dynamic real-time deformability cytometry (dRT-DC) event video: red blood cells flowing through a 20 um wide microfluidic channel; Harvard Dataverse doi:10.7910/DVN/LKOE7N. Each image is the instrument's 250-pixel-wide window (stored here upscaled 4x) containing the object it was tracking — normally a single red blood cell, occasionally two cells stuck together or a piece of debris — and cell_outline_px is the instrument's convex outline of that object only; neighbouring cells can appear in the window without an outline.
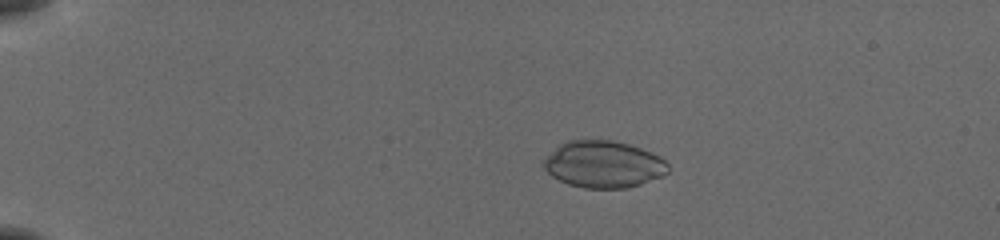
{"species": "common noctule bat (a hibernating species)", "species_latin": "Nyctalus noctula", "temperature_condition": "cold", "stored_images_in_passage": 44, "camera_frame_rate_fps": 3000, "um_per_image_px": 0.085, "animal": {"sex": "female", "body_mass_g": 19.5, "forearm_length_mm": 54.1}, "frame": {"image": 1, "passage_image": 1, "time_ms": 0.0, "image_size_px": [1000, 240], "cell_outline_px": [[668, 172], [664, 176], [628, 188], [584, 188], [568, 184], [552, 176], [544, 168], [544, 160], [560, 144], [568, 140], [608, 140], [628, 144], [652, 152], [660, 156], [668, 164]], "centroid_in_image_um": [51.33, 13.97], "position_along_channel_um": 33.7, "area_um2": 33.81}}
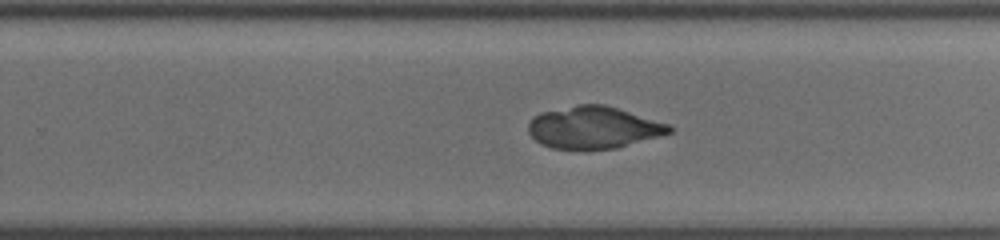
{"frame": {"image": 2, "passage_image": 26, "time_ms": 8.333, "image_size_px": [1000, 240], "cell_outline_px": [[672, 132], [616, 148], [552, 148], [540, 144], [528, 132], [528, 124], [540, 112], [576, 104], [604, 104], [668, 124], [672, 128]], "centroid_in_image_um": [50.42, 10.82], "position_along_channel_um": 279.4, "area_um2": 33.99}}
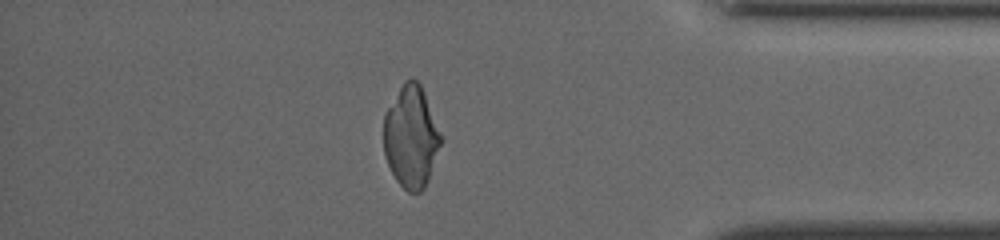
{"frame": {"image": 3, "passage_image": 37, "time_ms": 12.0, "image_size_px": [1000, 240], "cell_outline_px": [[444, 140], [428, 180], [424, 188], [420, 192], [408, 192], [396, 180], [384, 156], [384, 112], [404, 80], [416, 80], [420, 84]], "centroid_in_image_um": [34.95, 11.65], "position_along_channel_um": 400.3, "area_um2": 34.04}}